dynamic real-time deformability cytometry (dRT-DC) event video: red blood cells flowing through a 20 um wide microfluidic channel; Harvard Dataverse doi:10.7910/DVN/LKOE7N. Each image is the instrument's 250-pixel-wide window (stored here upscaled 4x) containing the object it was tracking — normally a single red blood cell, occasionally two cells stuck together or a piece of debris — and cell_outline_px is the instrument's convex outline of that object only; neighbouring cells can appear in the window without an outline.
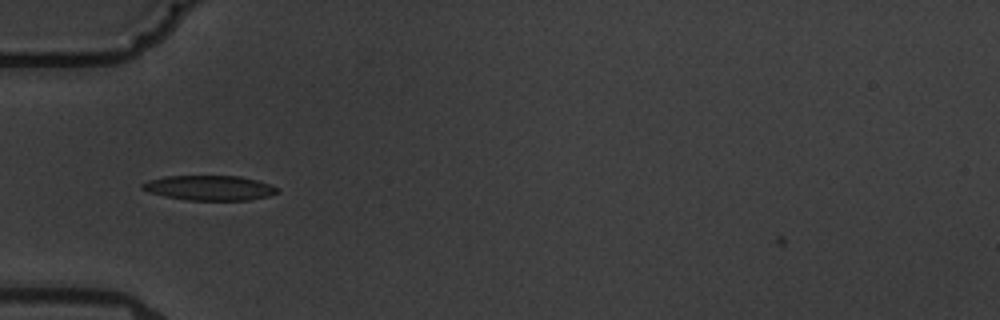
{"species": "common noctule bat (a hibernating species)", "species_latin": "Nyctalus noctula", "temperature_condition": "warm", "stored_images_in_passage": 3, "camera_frame_rate_fps": 3000, "um_per_image_px": 0.085, "animal": {"sex": "male", "body_mass_g": 19.5, "forearm_length_mm": 54.6}, "frame": {"image": 1, "passage_image": 2, "time_ms": 1.333, "image_size_px": [1000, 320], "cell_outline_px": [[280, 192], [268, 196], [248, 200], [188, 200], [164, 196], [148, 192], [140, 188], [140, 184], [148, 180], [164, 176], [240, 176], [256, 180], [280, 188]], "centroid_in_image_um": [17.78, 15.97], "position_along_channel_um": 67.2, "area_um2": 19.65}}
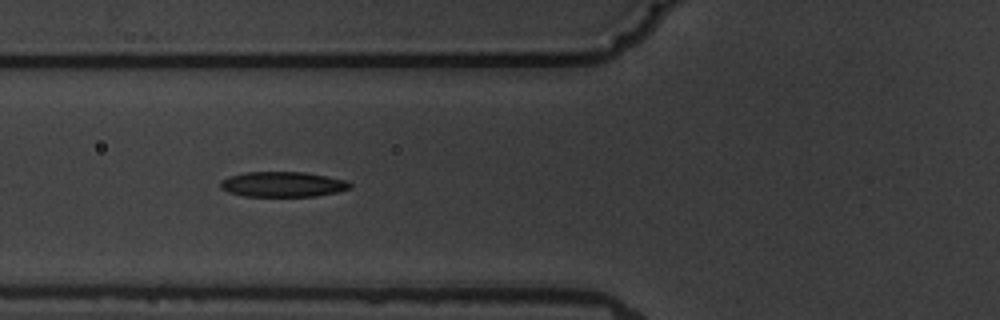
{"frame": {"image": 2, "passage_image": 3, "time_ms": 2.333, "image_size_px": [1000, 320], "cell_outline_px": [[352, 184], [348, 188], [336, 192], [316, 196], [244, 196], [228, 192], [220, 188], [220, 180], [228, 176], [244, 172], [304, 172], [348, 180]], "centroid_in_image_um": [23.99, 15.66], "position_along_channel_um": 101.8, "area_um2": 19.07}}